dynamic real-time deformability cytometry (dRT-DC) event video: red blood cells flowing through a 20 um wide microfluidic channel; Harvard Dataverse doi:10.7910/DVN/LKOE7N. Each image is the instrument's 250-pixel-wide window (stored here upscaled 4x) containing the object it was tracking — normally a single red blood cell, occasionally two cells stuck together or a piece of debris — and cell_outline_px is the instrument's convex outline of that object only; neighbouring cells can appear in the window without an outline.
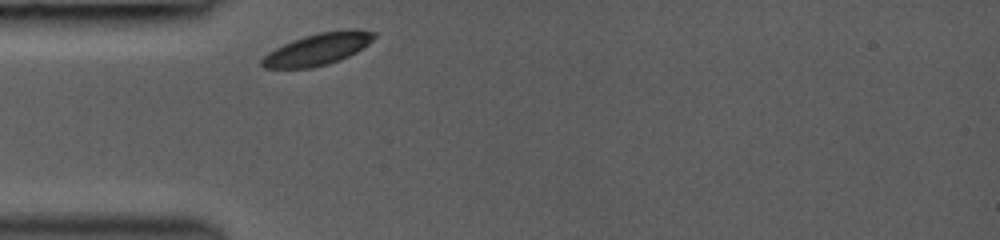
{"species": "common noctule bat (a hibernating species)", "species_latin": "Nyctalus noctula", "temperature_condition": "room temperature", "stored_images_in_passage": 29, "camera_frame_rate_fps": 3000, "um_per_image_px": 0.085, "animal": {"sex": "female", "body_mass_g": 19.0, "forearm_length_mm": 53.3}, "frame": {"image": 1, "passage_image": 1, "time_ms": 0.0, "image_size_px": [1000, 240], "cell_outline_px": [[376, 36], [368, 44], [356, 52], [340, 60], [328, 64], [312, 68], [264, 68], [260, 64], [260, 60], [268, 52], [292, 40], [304, 36], [320, 32], [348, 28], [356, 28], [376, 32]], "centroid_in_image_um": [27.03, 4.16], "position_along_channel_um": 58.0, "area_um2": 20.98}}
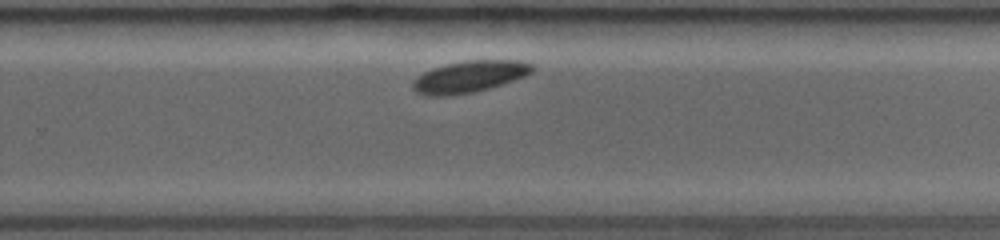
{"frame": {"image": 2, "passage_image": 19, "time_ms": 6.0, "image_size_px": [1000, 240], "cell_outline_px": [[536, 68], [532, 72], [516, 80], [488, 88], [472, 92], [452, 96], [424, 96], [416, 92], [412, 88], [412, 80], [416, 76], [432, 68], [444, 64], [464, 60], [520, 60], [532, 64]], "centroid_in_image_um": [39.87, 6.51], "position_along_channel_um": 289.9, "area_um2": 22.43}}
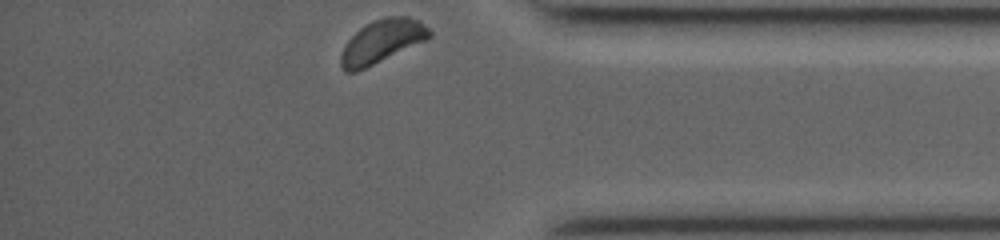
{"frame": {"image": 3, "passage_image": 29, "time_ms": 9.0, "image_size_px": [1000, 240], "cell_outline_px": [[432, 36], [428, 40], [356, 72], [344, 72], [340, 64], [340, 56], [348, 40], [360, 28], [376, 20], [388, 16], [408, 16], [420, 20], [432, 32]], "centroid_in_image_um": [32.5, 3.52], "position_along_channel_um": 402.7, "area_um2": 22.25}}